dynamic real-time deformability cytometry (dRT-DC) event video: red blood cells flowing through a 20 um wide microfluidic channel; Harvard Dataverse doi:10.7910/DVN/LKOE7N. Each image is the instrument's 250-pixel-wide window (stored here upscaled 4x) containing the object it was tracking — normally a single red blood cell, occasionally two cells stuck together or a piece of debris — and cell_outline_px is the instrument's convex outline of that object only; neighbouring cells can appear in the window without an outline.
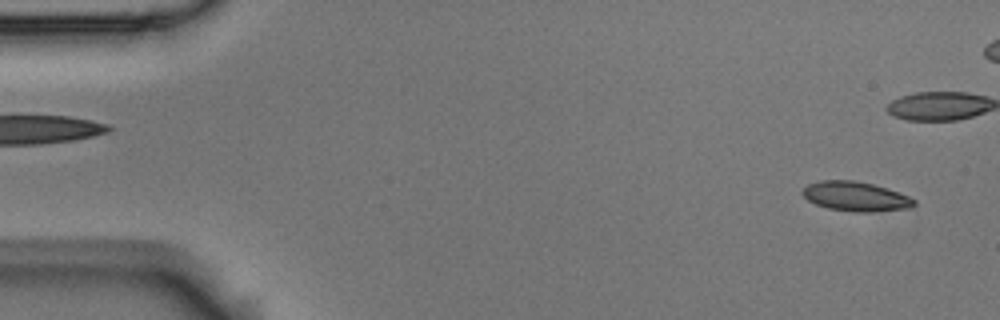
{"species": "Egyptian fruit bat (a non-hibernating species)", "species_latin": "Rousettus aegyptiacus", "temperature_condition": "room temperature", "stored_images_in_passage": 10, "segment_of_instrument_passage": [1, 2], "camera_frame_rate_fps": 3000, "um_per_image_px": 0.085, "animal": {"sex": "male"}, "frame": {"image": 1, "passage_image": 1, "time_ms": 0.0, "image_size_px": [1000, 320], "cell_outline_px": [[916, 204], [908, 208], [868, 212], [852, 212], [828, 208], [816, 204], [808, 200], [800, 192], [808, 184], [820, 180], [852, 180], [872, 184], [888, 188], [908, 196], [916, 200]], "centroid_in_image_um": [72.71, 16.69], "position_along_channel_um": 12.3, "area_um2": 19.13}}
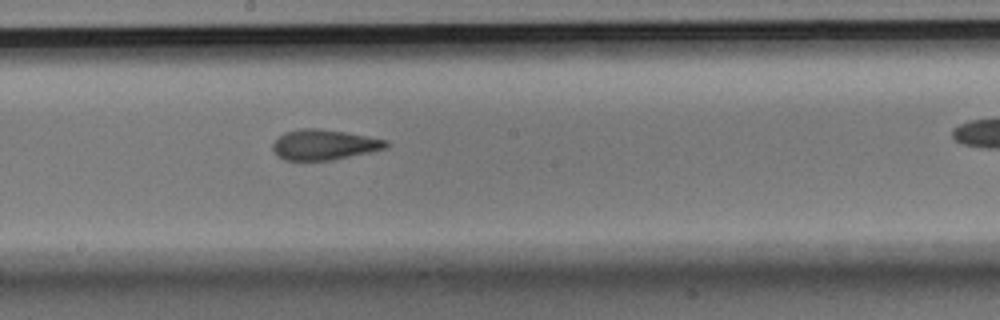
{"frame": {"image": 2, "passage_image": 9, "time_ms": 2.667, "image_size_px": [1000, 320], "cell_outline_px": [[388, 148], [332, 160], [284, 160], [276, 156], [272, 148], [272, 144], [284, 132], [300, 128], [320, 128], [344, 132], [388, 140]], "centroid_in_image_um": [27.52, 12.3], "position_along_channel_um": 220.7, "area_um2": 20.06}}